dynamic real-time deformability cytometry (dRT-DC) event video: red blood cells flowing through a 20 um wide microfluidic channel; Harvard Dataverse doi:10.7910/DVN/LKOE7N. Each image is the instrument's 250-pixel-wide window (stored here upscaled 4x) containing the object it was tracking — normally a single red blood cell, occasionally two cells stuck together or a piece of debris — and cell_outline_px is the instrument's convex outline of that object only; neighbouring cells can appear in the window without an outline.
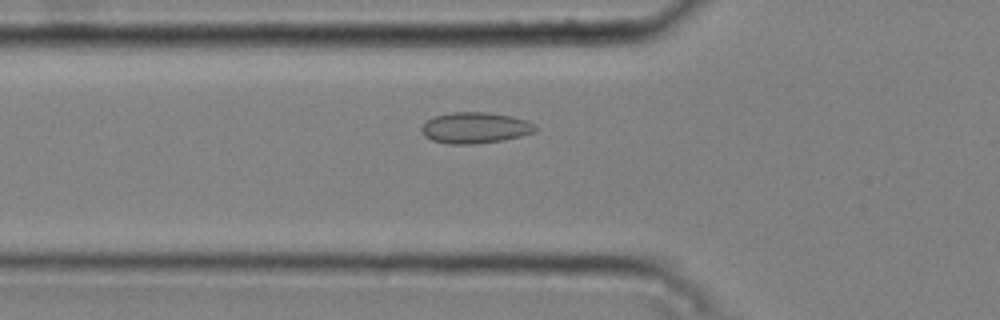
{"species": "common noctule bat (a hibernating species)", "species_latin": "Nyctalus noctula", "temperature_condition": "cold", "stored_images_in_passage": 43, "camera_frame_rate_fps": 3000, "um_per_image_px": 0.085, "animal": {"sex": "male", "body_mass_g": 20.4}, "frame": {"image": 1, "passage_image": 15, "time_ms": 4.667, "image_size_px": [1000, 320], "cell_outline_px": [[540, 128], [536, 132], [504, 140], [476, 144], [448, 144], [432, 140], [424, 136], [420, 128], [432, 116], [448, 112], [488, 112], [512, 116], [528, 120], [536, 124]], "centroid_in_image_um": [40.43, 10.86], "position_along_channel_um": 85.4, "area_um2": 21.04}}
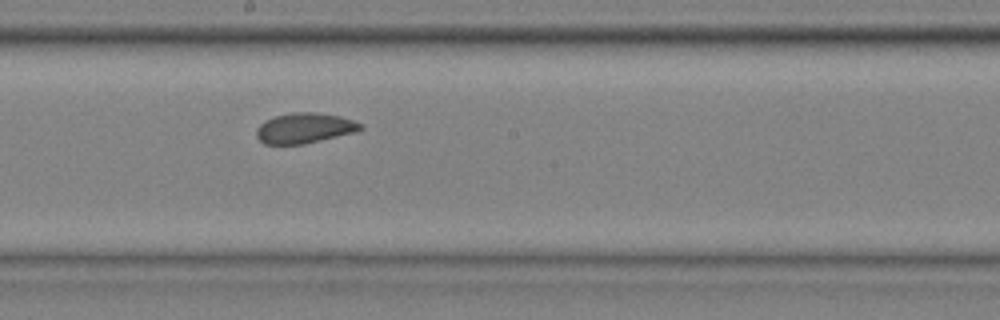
{"frame": {"image": 2, "passage_image": 26, "time_ms": 8.333, "image_size_px": [1000, 320], "cell_outline_px": [[364, 128], [356, 132], [304, 144], [264, 144], [256, 136], [256, 128], [260, 124], [276, 116], [296, 112], [316, 112], [340, 116], [364, 124]], "centroid_in_image_um": [25.92, 10.89], "position_along_channel_um": 222.3, "area_um2": 18.32}}
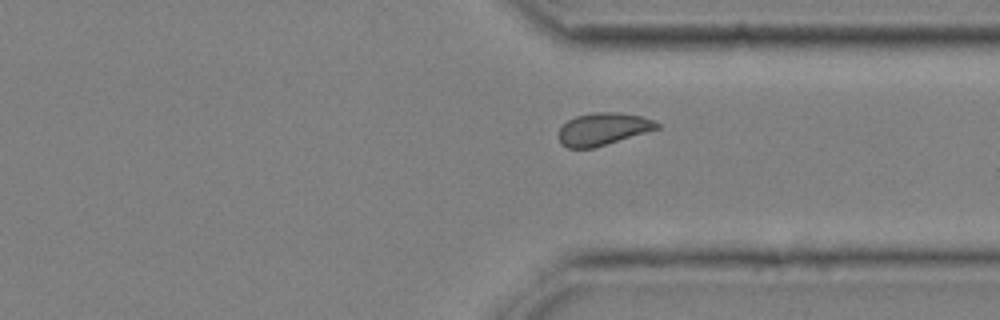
{"frame": {"image": 3, "passage_image": 37, "time_ms": 12.0, "image_size_px": [1000, 320], "cell_outline_px": [[660, 128], [592, 148], [568, 148], [560, 144], [556, 136], [560, 128], [568, 120], [576, 116], [596, 112], [620, 112], [644, 116], [656, 120], [660, 124]], "centroid_in_image_um": [51.25, 10.96], "position_along_channel_um": 360.1, "area_um2": 18.73}, "authors_computed_cell_mechanics": {"area_um2": 19.1896, "velocity_mm_per_s": 3.7349, "shape_relaxation_time_tau1_ms": 8.3272, "shape_relaxation_time_tau2_ms": 0.6078, "deformation_change_tau1": 0.0931, "deformation_change_tau2": 0.0477}}